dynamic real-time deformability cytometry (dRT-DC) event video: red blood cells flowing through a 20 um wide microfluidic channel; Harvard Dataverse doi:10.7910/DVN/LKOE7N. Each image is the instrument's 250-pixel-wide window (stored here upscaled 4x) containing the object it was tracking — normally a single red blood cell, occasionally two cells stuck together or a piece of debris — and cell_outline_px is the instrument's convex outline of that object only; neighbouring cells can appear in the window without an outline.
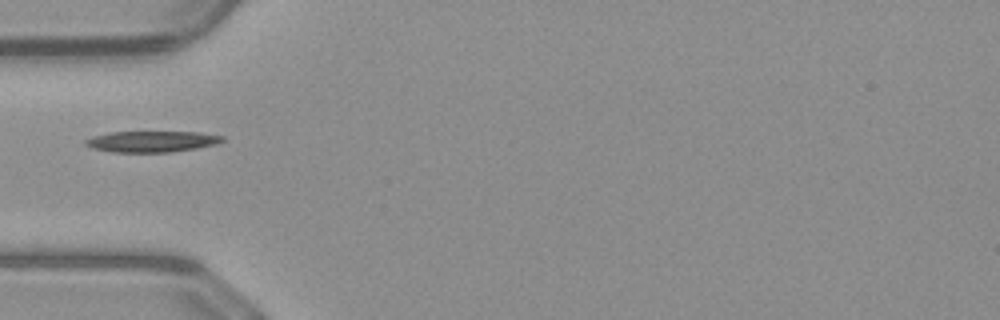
{"species": "common noctule bat (a hibernating species)", "species_latin": "Nyctalus noctula", "temperature_condition": "warm", "stored_images_in_passage": 32, "camera_frame_rate_fps": 3000, "um_per_image_px": 0.085, "animal": {"sex": "male", "body_mass_g": 23.1, "forearm_length_mm": 52.7}, "frame": {"image": 1, "passage_image": 1, "time_ms": 0.0, "image_size_px": [1000, 320], "cell_outline_px": [[224, 140], [216, 144], [196, 148], [172, 152], [112, 152], [92, 148], [84, 144], [84, 140], [92, 136], [108, 132], [200, 132], [224, 136]], "centroid_in_image_um": [12.88, 12.02], "position_along_channel_um": 72.1, "area_um2": 16.88}}
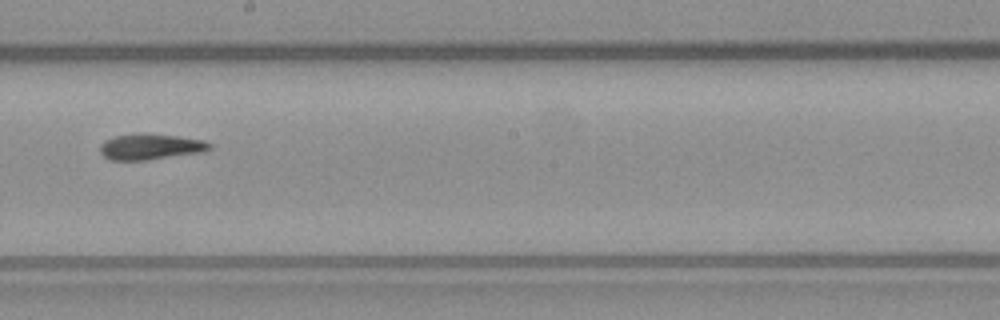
{"frame": {"image": 2, "passage_image": 13, "time_ms": 4.0, "image_size_px": [1000, 320], "cell_outline_px": [[212, 148], [200, 152], [148, 160], [108, 160], [100, 152], [100, 144], [104, 140], [116, 136], [140, 132], [176, 136], [204, 140], [212, 144]], "centroid_in_image_um": [12.76, 12.46], "position_along_channel_um": 235.4, "area_um2": 16.59}}
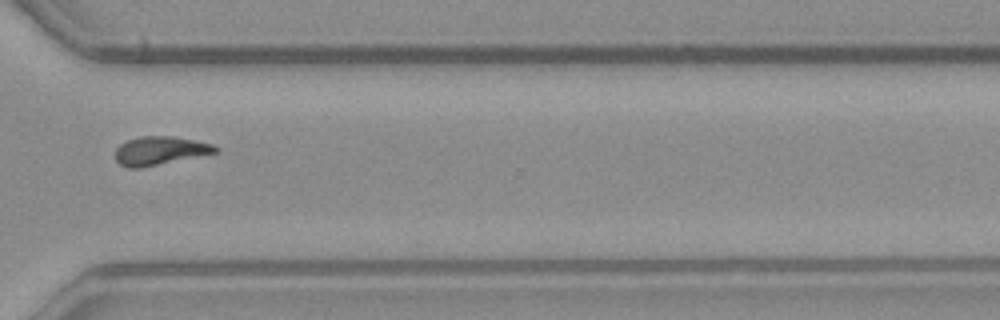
{"frame": {"image": 3, "passage_image": 22, "time_ms": 7.0, "image_size_px": [1000, 320], "cell_outline_px": [[220, 152], [140, 168], [128, 168], [120, 164], [116, 160], [116, 148], [120, 144], [128, 140], [140, 136], [172, 136], [212, 144], [220, 148]], "centroid_in_image_um": [13.61, 12.81], "position_along_channel_um": 357.0, "area_um2": 16.59}}